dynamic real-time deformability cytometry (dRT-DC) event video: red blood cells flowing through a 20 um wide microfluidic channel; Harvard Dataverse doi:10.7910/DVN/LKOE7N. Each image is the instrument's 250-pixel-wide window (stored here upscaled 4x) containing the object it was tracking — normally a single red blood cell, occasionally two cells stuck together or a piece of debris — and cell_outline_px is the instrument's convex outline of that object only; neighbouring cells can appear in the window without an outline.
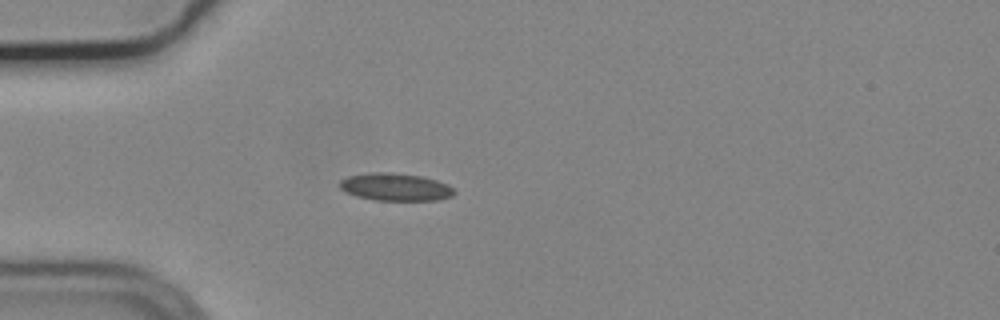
{"species": "common noctule bat (a hibernating species)", "species_latin": "Nyctalus noctula", "temperature_condition": "cold", "stored_images_in_passage": 44, "camera_frame_rate_fps": 3000, "um_per_image_px": 0.085, "animal": {"sex": "male", "body_mass_g": 19.2, "forearm_length_mm": 51.8}, "frame": {"image": 1, "passage_image": 5, "time_ms": 1.333, "image_size_px": [1000, 320], "cell_outline_px": [[456, 192], [452, 196], [440, 200], [376, 200], [356, 196], [340, 188], [340, 180], [348, 176], [368, 172], [392, 172], [420, 176], [436, 180], [448, 184]], "centroid_in_image_um": [33.62, 15.89], "position_along_channel_um": 51.4, "area_um2": 18.38}}
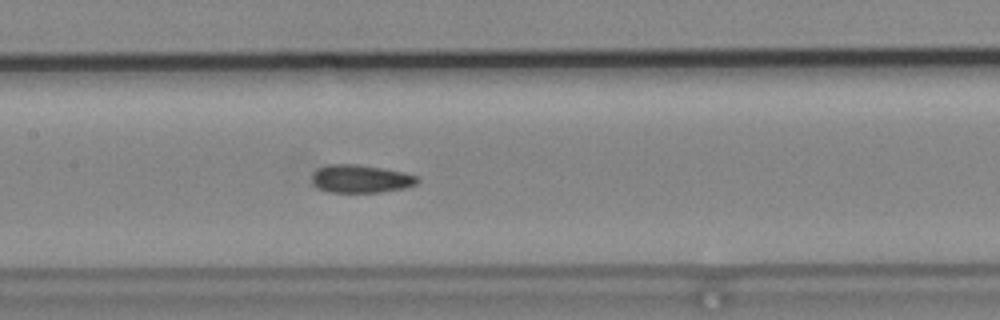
{"frame": {"image": 2, "passage_image": 16, "time_ms": 5.0, "image_size_px": [1000, 320], "cell_outline_px": [[420, 180], [416, 184], [404, 188], [380, 192], [328, 192], [312, 184], [312, 172], [316, 168], [328, 164], [356, 164], [384, 168], [404, 172], [420, 176]], "centroid_in_image_um": [30.66, 15.18], "position_along_channel_um": 176.7, "area_um2": 17.46}}
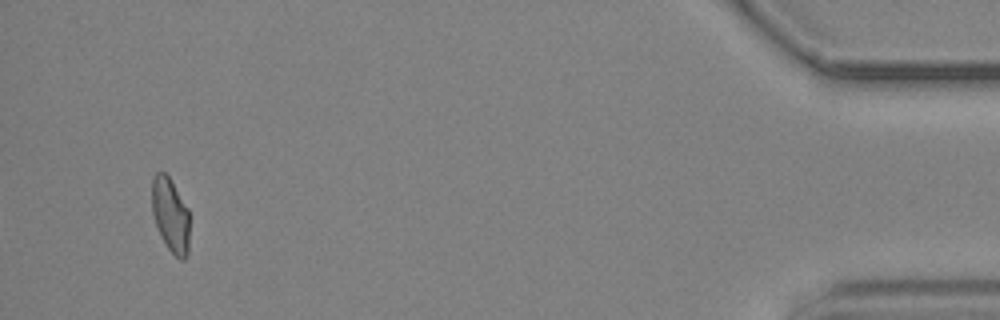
{"frame": {"image": 3, "passage_image": 42, "time_ms": 13.667, "image_size_px": [1000, 320], "cell_outline_px": [[188, 256], [184, 260], [180, 260], [168, 248], [160, 236], [152, 212], [152, 176], [156, 172], [164, 172], [168, 176], [188, 208]], "centroid_in_image_um": [14.48, 18.28], "position_along_channel_um": 420.7, "area_um2": 16.18}, "authors_computed_cell_mechanics": {"area_um2": 17.34, "velocity_mm_per_s": 3.7207, "shape_relaxation_time_tau1_ms": null, "shape_relaxation_time_tau2_ms": 2.6674, "deformation_change_tau1": null, "deformation_change_tau2": 0.0904}}